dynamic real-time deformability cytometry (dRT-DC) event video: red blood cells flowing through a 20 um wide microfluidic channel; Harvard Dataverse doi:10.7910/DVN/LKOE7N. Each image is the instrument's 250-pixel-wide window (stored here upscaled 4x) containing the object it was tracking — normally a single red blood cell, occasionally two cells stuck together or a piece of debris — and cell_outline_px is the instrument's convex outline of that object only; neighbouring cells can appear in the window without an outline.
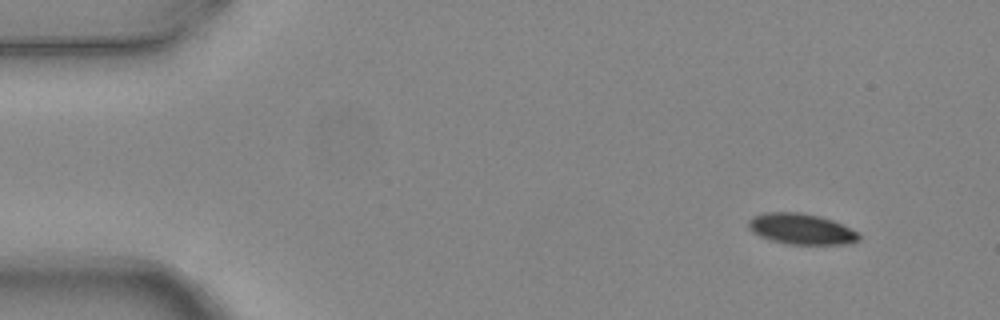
{"species": "common noctule bat (a hibernating species)", "species_latin": "Nyctalus noctula", "temperature_condition": "warm", "stored_images_in_passage": 4, "camera_frame_rate_fps": 3000, "um_per_image_px": 0.085, "animal": {"sex": "female", "body_mass_g": 24.6, "forearm_length_mm": 56.2}, "frame": {"image": 1, "passage_image": 1, "time_ms": 0.0, "image_size_px": [1000, 320], "cell_outline_px": [[860, 240], [844, 244], [788, 244], [772, 240], [760, 236], [752, 232], [748, 228], [748, 220], [752, 216], [764, 212], [800, 212], [820, 216], [832, 220], [860, 232]], "centroid_in_image_um": [68.1, 19.45], "position_along_channel_um": 16.9, "area_um2": 19.94}}
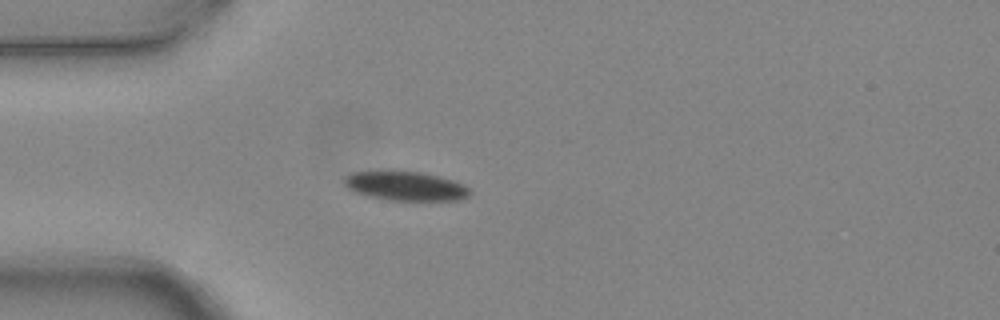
{"frame": {"image": 2, "passage_image": 4, "time_ms": 1.0, "image_size_px": [1000, 320], "cell_outline_px": [[472, 192], [468, 196], [460, 200], [388, 200], [368, 196], [356, 192], [348, 188], [344, 184], [344, 176], [352, 172], [392, 168], [420, 172], [452, 180], [464, 184]], "centroid_in_image_um": [34.41, 15.77], "position_along_channel_um": 50.6, "area_um2": 21.96}}